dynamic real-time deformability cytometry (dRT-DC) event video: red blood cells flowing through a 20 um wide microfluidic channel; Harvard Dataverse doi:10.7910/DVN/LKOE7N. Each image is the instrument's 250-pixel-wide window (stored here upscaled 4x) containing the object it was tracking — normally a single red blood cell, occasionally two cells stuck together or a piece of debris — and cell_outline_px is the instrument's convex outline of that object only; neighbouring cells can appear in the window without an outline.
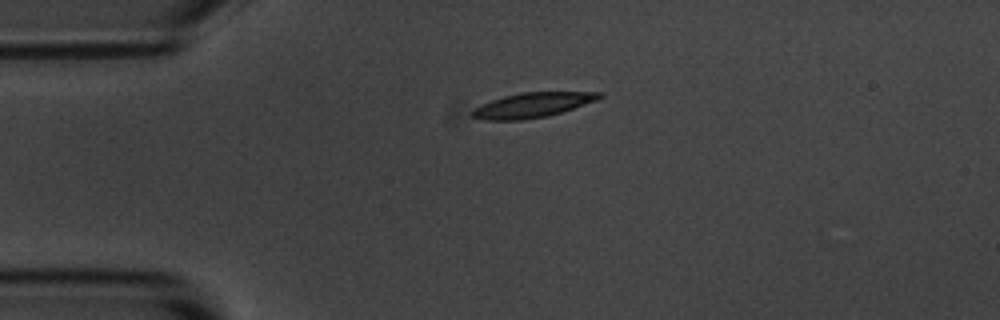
{"species": "common noctule bat (a hibernating species)", "species_latin": "Nyctalus noctula", "temperature_condition": "room temperature", "stored_images_in_passage": 3, "camera_frame_rate_fps": 3000, "um_per_image_px": 0.085, "animal": {"sex": "male", "body_mass_g": 20.1, "forearm_length_mm": 53.5}, "frame": {"image": 1, "passage_image": 1, "time_ms": 0.0, "image_size_px": [1000, 320], "cell_outline_px": [[604, 96], [596, 100], [548, 116], [520, 120], [484, 120], [468, 116], [472, 108], [480, 104], [504, 96], [524, 92], [604, 92]], "centroid_in_image_um": [45.18, 8.93], "position_along_channel_um": 39.8, "area_um2": 18.38}}
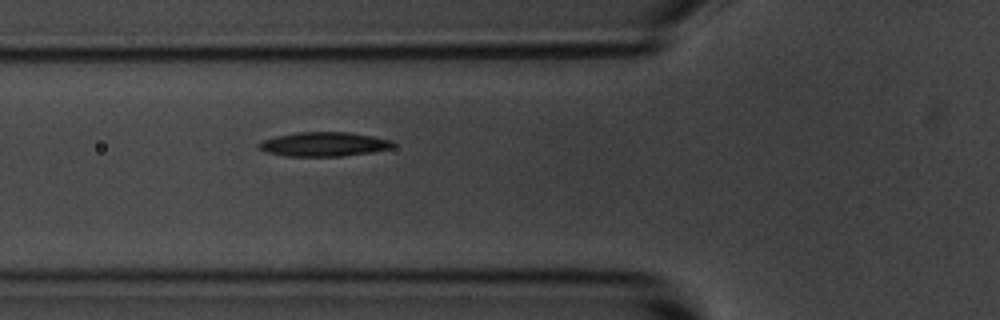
{"frame": {"image": 2, "passage_image": 3, "time_ms": 2.333, "image_size_px": [1000, 320], "cell_outline_px": [[396, 144], [392, 148], [372, 152], [340, 156], [284, 156], [268, 152], [256, 148], [256, 144], [264, 140], [276, 136], [296, 132], [348, 132], [372, 136], [392, 140]], "centroid_in_image_um": [27.52, 12.26], "position_along_channel_um": 98.3, "area_um2": 19.02}}